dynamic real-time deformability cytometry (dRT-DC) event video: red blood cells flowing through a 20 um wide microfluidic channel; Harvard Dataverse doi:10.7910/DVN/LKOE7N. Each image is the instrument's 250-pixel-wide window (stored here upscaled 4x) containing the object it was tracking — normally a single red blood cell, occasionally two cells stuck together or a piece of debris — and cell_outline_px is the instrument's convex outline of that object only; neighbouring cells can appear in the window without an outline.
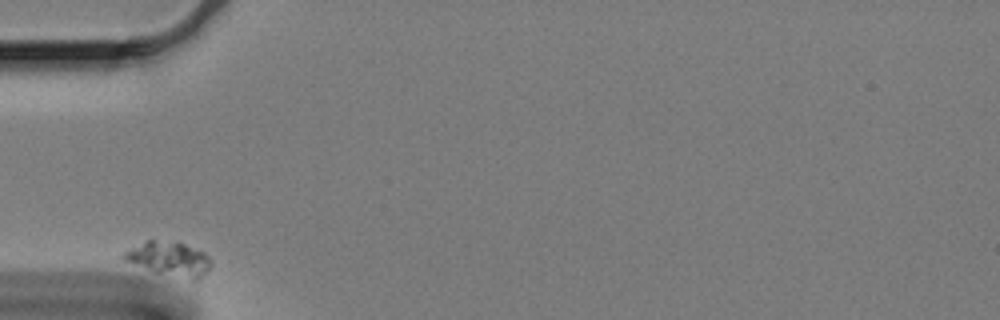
{"species": "Egyptian fruit bat (a non-hibernating species)", "species_latin": "Rousettus aegyptiacus", "temperature_condition": "cold", "stored_images_in_passage": 39, "camera_frame_rate_fps": 3000, "um_per_image_px": 0.085, "animal": {"sex": "female"}, "frame": {"image": 1, "passage_image": 1, "time_ms": 0.0, "image_size_px": [1000, 320], "cell_outline_px": [[212, 264], [208, 272], [196, 280], [192, 280], [156, 272], [124, 260], [120, 256], [128, 248], [148, 240], [176, 240], [204, 252], [212, 260]], "centroid_in_image_um": [14.41, 21.98], "position_along_channel_um": 70.6, "area_um2": 17.57}}
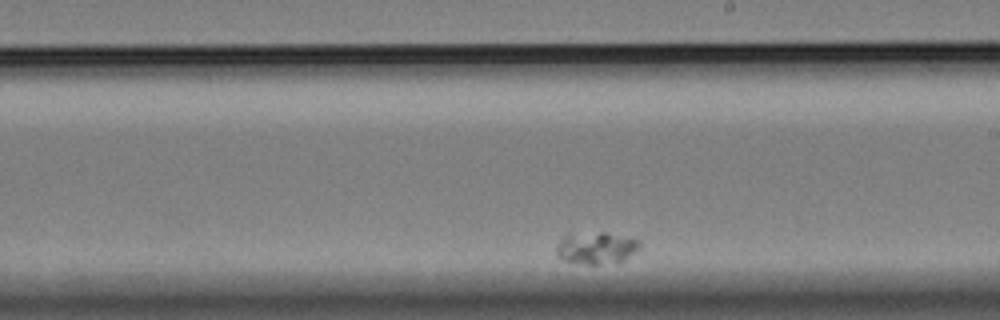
{"frame": {"image": 2, "passage_image": 23, "time_ms": 7.333, "image_size_px": [1000, 320], "cell_outline_px": [[640, 248], [624, 260], [596, 264], [588, 264], [564, 260], [556, 256], [556, 244], [568, 232], [604, 232], [640, 240]], "centroid_in_image_um": [50.63, 21.04], "position_along_channel_um": 238.4, "area_um2": 15.61}}
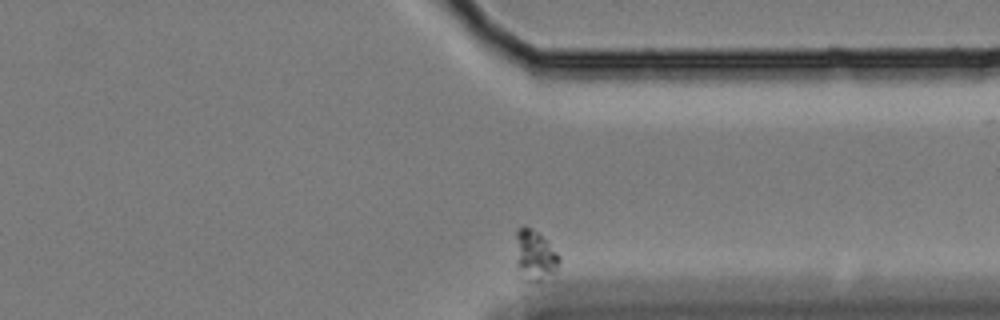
{"frame": {"image": 3, "passage_image": 39, "time_ms": 12.667, "image_size_px": [1000, 320], "cell_outline_px": [[560, 260], [556, 272], [540, 280], [528, 280], [516, 264], [516, 228], [532, 228], [560, 256]], "centroid_in_image_um": [45.47, 21.69], "position_along_channel_um": 365.9, "area_um2": 12.14}}